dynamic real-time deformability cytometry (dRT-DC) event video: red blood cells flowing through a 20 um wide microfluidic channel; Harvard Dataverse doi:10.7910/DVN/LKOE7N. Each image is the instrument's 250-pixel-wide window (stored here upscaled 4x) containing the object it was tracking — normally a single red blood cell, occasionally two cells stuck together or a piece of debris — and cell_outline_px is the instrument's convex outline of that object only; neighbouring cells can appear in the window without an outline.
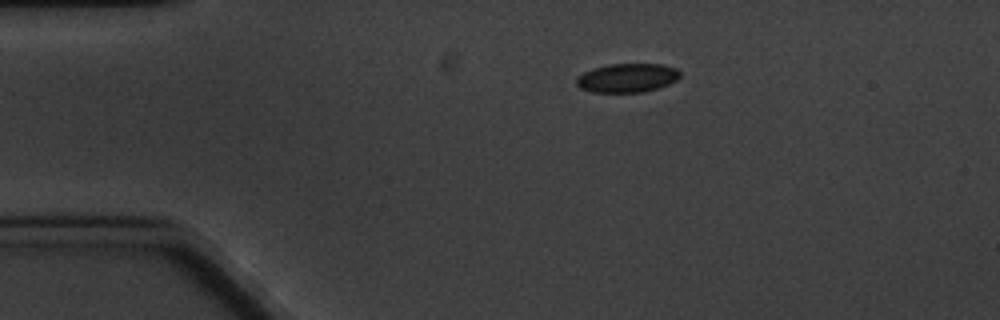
{"species": "common noctule bat (a hibernating species)", "species_latin": "Nyctalus noctula", "temperature_condition": "cold", "stored_images_in_passage": 4, "camera_frame_rate_fps": 3000, "um_per_image_px": 0.085, "animal": {"sex": "male", "body_mass_g": 20.1, "forearm_length_mm": 53.5}, "frame": {"image": 1, "passage_image": 1, "time_ms": 0.0, "image_size_px": [1000, 320], "cell_outline_px": [[680, 76], [676, 80], [668, 84], [644, 92], [592, 92], [580, 88], [576, 84], [576, 80], [584, 72], [608, 64], [660, 64], [676, 68], [680, 72]], "centroid_in_image_um": [53.32, 6.62], "position_along_channel_um": 31.7, "area_um2": 17.22}}
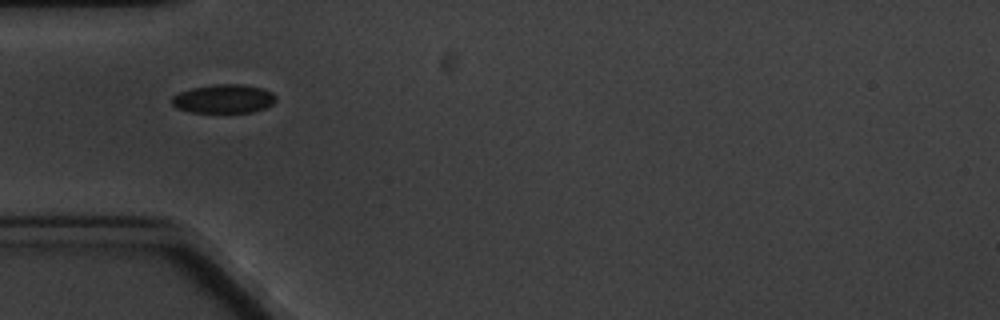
{"frame": {"image": 2, "passage_image": 3, "time_ms": 2.333, "image_size_px": [1000, 320], "cell_outline_px": [[276, 100], [272, 104], [264, 108], [252, 112], [192, 112], [176, 108], [172, 104], [172, 96], [180, 92], [192, 88], [212, 84], [240, 84], [264, 88], [272, 92], [276, 96]], "centroid_in_image_um": [19.02, 8.39], "position_along_channel_um": 66.0, "area_um2": 17.46}}